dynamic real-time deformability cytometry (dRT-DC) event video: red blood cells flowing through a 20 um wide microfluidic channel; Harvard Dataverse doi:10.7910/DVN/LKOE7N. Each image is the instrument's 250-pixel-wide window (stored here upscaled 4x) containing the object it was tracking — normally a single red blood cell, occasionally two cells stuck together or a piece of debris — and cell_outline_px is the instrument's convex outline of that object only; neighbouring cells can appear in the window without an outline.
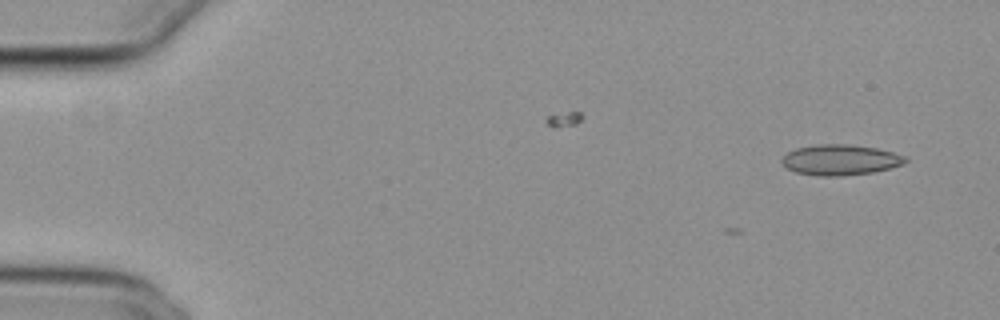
{"species": "common noctule bat (a hibernating species)", "species_latin": "Nyctalus noctula", "temperature_condition": "cold", "stored_images_in_passage": 4, "camera_frame_rate_fps": 3000, "um_per_image_px": 0.085, "animal": {"sex": "female", "body_mass_g": 29.2, "forearm_length_mm": 56.3}, "frame": {"image": 1, "passage_image": 1, "time_ms": 0.0, "image_size_px": [1000, 320], "cell_outline_px": [[908, 160], [904, 164], [872, 172], [840, 176], [816, 176], [796, 172], [788, 168], [780, 160], [788, 152], [796, 148], [816, 144], [848, 144], [876, 148], [908, 156]], "centroid_in_image_um": [71.44, 13.58], "position_along_channel_um": 13.6, "area_um2": 21.96}}